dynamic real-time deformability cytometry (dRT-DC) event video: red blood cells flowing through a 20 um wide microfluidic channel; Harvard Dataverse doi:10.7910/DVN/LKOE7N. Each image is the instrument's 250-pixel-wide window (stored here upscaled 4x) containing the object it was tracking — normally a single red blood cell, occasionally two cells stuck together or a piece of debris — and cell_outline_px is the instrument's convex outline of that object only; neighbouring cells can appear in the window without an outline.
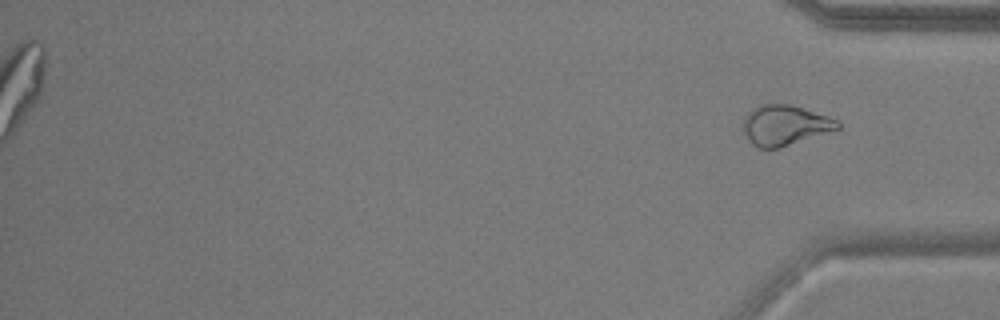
{"species": "common noctule bat (a hibernating species)", "species_latin": "Nyctalus noctula", "temperature_condition": "warm", "stored_images_in_passage": 41, "segment_of_instrument_passage": [2, 2], "camera_frame_rate_fps": 3000, "um_per_image_px": 0.085, "animal": {"sex": "male", "body_mass_g": 17.9, "forearm_length_mm": 54.2}, "frame": {"image": 1, "passage_image": 41, "time_ms": 13.333, "image_size_px": [1000, 320], "cell_outline_px": [[840, 128], [780, 148], [760, 148], [752, 144], [748, 140], [744, 132], [744, 116], [752, 108], [760, 104], [792, 104], [840, 120]], "centroid_in_image_um": [66.72, 10.63], "position_along_channel_um": 368.5, "area_um2": 22.2}}